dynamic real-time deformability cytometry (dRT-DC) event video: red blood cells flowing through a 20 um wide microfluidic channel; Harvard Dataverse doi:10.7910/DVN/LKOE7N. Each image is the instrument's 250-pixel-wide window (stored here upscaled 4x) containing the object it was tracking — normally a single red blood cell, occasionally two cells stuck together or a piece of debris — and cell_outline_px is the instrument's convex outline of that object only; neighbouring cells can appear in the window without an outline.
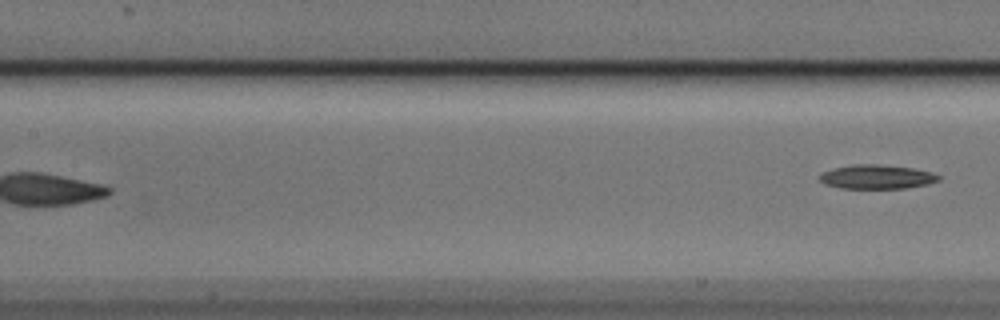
{"species": "Egyptian fruit bat (a non-hibernating species)", "species_latin": "Rousettus aegyptiacus", "temperature_condition": "cold", "stored_images_in_passage": 7, "segment_of_instrument_passage": [2, 2], "camera_frame_rate_fps": 3000, "um_per_image_px": 0.085, "animal": {"sex": "male"}, "frame": {"image": 1, "passage_image": 7, "time_ms": 2.0, "image_size_px": [1000, 320], "cell_outline_px": [[940, 180], [928, 184], [904, 188], [840, 188], [824, 184], [820, 180], [820, 172], [832, 168], [852, 164], [876, 164], [912, 168], [932, 172], [940, 176]], "centroid_in_image_um": [74.49, 15.02], "position_along_channel_um": 132.9, "area_um2": 16.76}}